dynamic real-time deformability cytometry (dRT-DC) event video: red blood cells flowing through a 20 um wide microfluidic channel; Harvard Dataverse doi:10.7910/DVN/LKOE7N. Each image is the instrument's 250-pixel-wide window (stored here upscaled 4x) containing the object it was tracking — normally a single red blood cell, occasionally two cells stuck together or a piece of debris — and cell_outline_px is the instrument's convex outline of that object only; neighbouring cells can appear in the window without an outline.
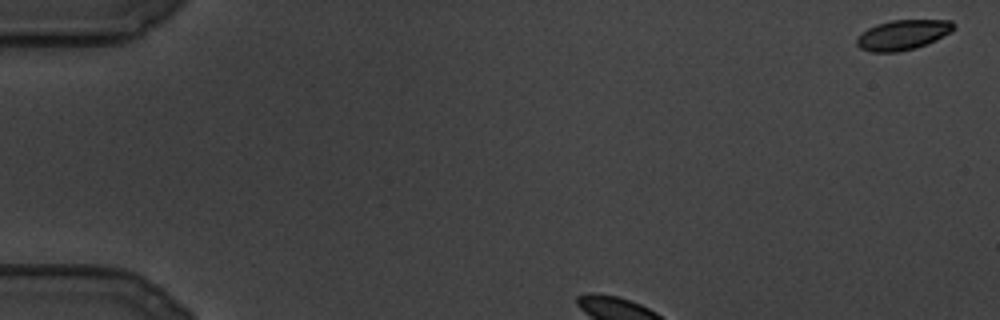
{"species": "common noctule bat (a hibernating species)", "species_latin": "Nyctalus noctula", "temperature_condition": "cold", "stored_images_in_passage": 99, "camera_frame_rate_fps": 3000, "um_per_image_px": 0.085, "animal": {"sex": "male", "body_mass_g": 19.5, "forearm_length_mm": 54.6}, "frame": {"image": 1, "passage_image": 1, "time_ms": 0.0, "image_size_px": [1000, 320], "cell_outline_px": [[956, 28], [952, 32], [936, 40], [916, 48], [896, 52], [872, 52], [860, 48], [856, 44], [856, 36], [868, 28], [876, 24], [892, 20], [952, 20], [956, 24]], "centroid_in_image_um": [76.76, 2.95], "position_along_channel_um": 8.2, "area_um2": 17.17}}
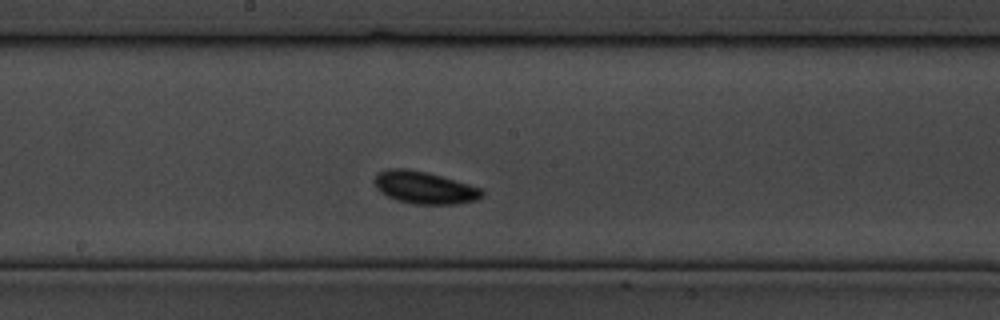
{"frame": {"image": 2, "passage_image": 44, "time_ms": 14.333, "image_size_px": [1000, 320], "cell_outline_px": [[484, 196], [476, 200], [456, 204], [412, 204], [396, 200], [380, 192], [376, 188], [376, 172], [388, 168], [408, 168], [428, 172], [468, 184], [480, 188], [484, 192]], "centroid_in_image_um": [36.07, 15.94], "position_along_channel_um": 212.1, "area_um2": 20.35}}
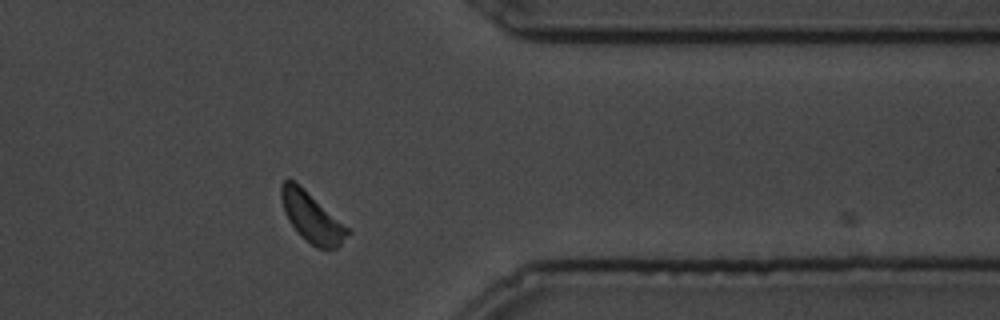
{"frame": {"image": 3, "passage_image": 76, "time_ms": 25.0, "image_size_px": [1000, 320], "cell_outline_px": [[352, 232], [336, 248], [316, 248], [300, 236], [288, 220], [284, 212], [280, 196], [280, 188], [284, 180], [292, 180], [300, 184], [348, 228]], "centroid_in_image_um": [26.48, 18.47], "position_along_channel_um": 384.9, "area_um2": 19.13}}